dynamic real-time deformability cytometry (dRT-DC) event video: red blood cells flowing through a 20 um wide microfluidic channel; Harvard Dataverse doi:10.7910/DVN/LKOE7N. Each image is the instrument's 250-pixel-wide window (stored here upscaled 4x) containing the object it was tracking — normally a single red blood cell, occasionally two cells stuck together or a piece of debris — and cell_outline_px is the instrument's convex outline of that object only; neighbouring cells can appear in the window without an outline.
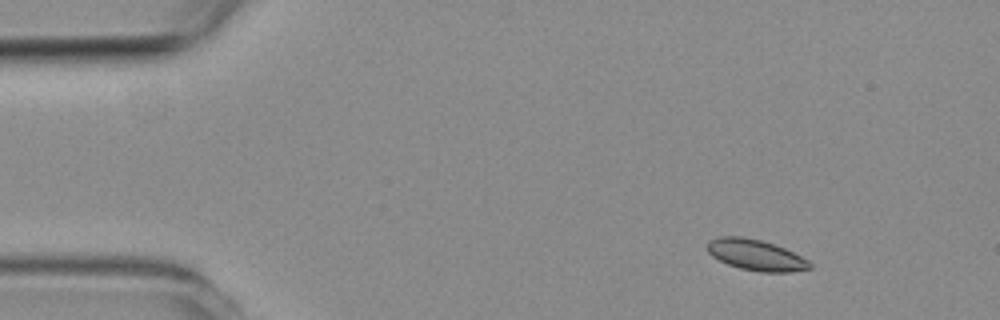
{"species": "common noctule bat (a hibernating species)", "species_latin": "Nyctalus noctula", "temperature_condition": "room temperature", "stored_images_in_passage": 3, "camera_frame_rate_fps": 3000, "um_per_image_px": 0.085, "animal": {"sex": "female", "body_mass_g": 19.3, "forearm_length_mm": 54.1}, "frame": {"image": 1, "passage_image": 1, "time_ms": 0.0, "image_size_px": [1000, 320], "cell_outline_px": [[812, 268], [792, 272], [760, 272], [740, 268], [728, 264], [712, 256], [708, 252], [708, 240], [720, 236], [740, 236], [760, 240], [784, 248], [808, 260], [812, 264]], "centroid_in_image_um": [64.25, 21.68], "position_along_channel_um": 20.8, "area_um2": 18.32}}